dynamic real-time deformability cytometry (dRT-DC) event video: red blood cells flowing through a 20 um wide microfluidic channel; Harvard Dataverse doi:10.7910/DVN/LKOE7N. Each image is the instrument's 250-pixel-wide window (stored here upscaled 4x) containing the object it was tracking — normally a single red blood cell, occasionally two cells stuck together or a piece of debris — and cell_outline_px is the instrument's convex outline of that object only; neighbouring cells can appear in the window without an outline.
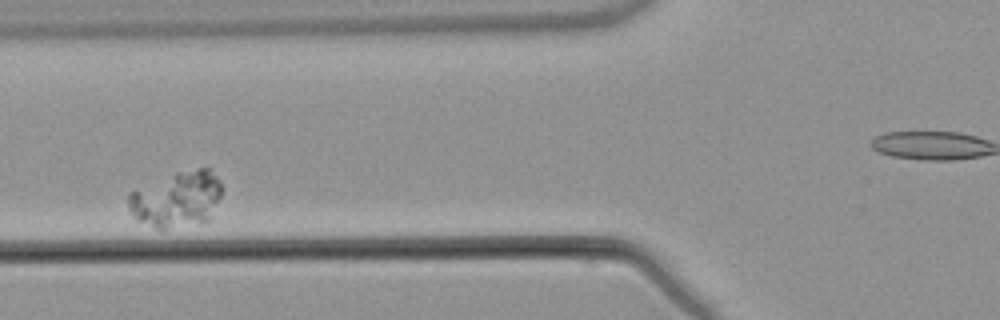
{"species": "common noctule bat (a hibernating species)", "species_latin": "Nyctalus noctula", "temperature_condition": "warm", "stored_images_in_passage": 8, "camera_frame_rate_fps": 3000, "um_per_image_px": 0.085, "animal": {"sex": "male", "body_mass_g": 21.5, "forearm_length_mm": 52.0}, "frame": {"image": 1, "passage_image": 4, "time_ms": 3.667, "image_size_px": [1000, 320], "cell_outline_px": [[224, 188], [212, 216], [208, 220], [160, 232], [136, 220], [128, 208], [128, 192], [176, 172], [196, 168], [212, 168], [220, 180]], "centroid_in_image_um": [15.03, 16.95], "position_along_channel_um": 110.8, "area_um2": 31.27}}
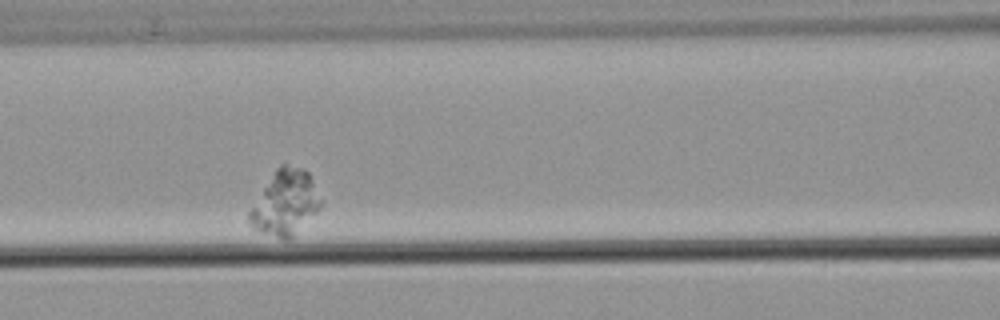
{"frame": {"image": 2, "passage_image": 5, "time_ms": 4.667, "image_size_px": [1000, 320], "cell_outline_px": [[320, 208], [288, 240], [284, 240], [260, 232], [252, 228], [248, 220], [248, 212], [276, 168], [284, 160], [304, 168], [308, 172], [312, 180], [320, 200]], "centroid_in_image_um": [24.21, 17.2], "position_along_channel_um": 142.4, "area_um2": 26.82}}